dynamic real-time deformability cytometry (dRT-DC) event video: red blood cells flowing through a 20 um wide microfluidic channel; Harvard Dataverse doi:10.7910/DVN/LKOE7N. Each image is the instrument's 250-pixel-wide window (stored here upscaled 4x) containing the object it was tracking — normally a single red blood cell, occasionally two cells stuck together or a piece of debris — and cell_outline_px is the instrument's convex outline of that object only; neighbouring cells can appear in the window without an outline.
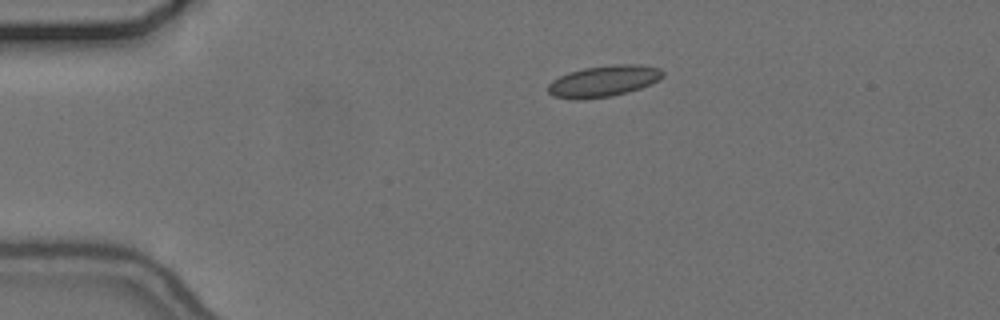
{"species": "common noctule bat (a hibernating species)", "species_latin": "Nyctalus noctula", "temperature_condition": "cold", "stored_images_in_passage": 45, "camera_frame_rate_fps": 3000, "um_per_image_px": 0.085, "animal": {"sex": "female", "body_mass_g": 24.6, "forearm_length_mm": 56.2}, "frame": {"image": 1, "passage_image": 1, "time_ms": 0.0, "image_size_px": [1000, 320], "cell_outline_px": [[664, 76], [660, 80], [640, 88], [628, 92], [612, 96], [576, 100], [552, 96], [548, 92], [548, 84], [552, 80], [568, 72], [584, 68], [612, 64], [640, 64], [660, 68], [664, 72]], "centroid_in_image_um": [51.32, 6.89], "position_along_channel_um": 33.7, "area_um2": 21.15}}
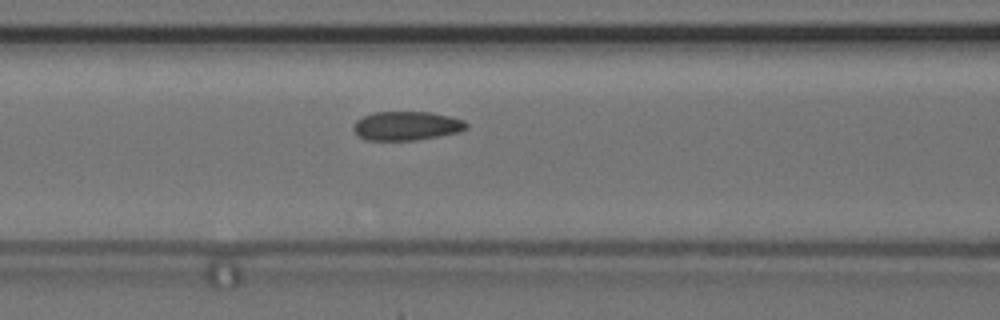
{"frame": {"image": 2, "passage_image": 13, "time_ms": 4.0, "image_size_px": [1000, 320], "cell_outline_px": [[468, 128], [460, 132], [416, 140], [364, 140], [352, 128], [356, 120], [364, 116], [376, 112], [432, 112], [464, 120], [468, 124]], "centroid_in_image_um": [34.58, 10.7], "position_along_channel_um": 132.0, "area_um2": 19.02}}
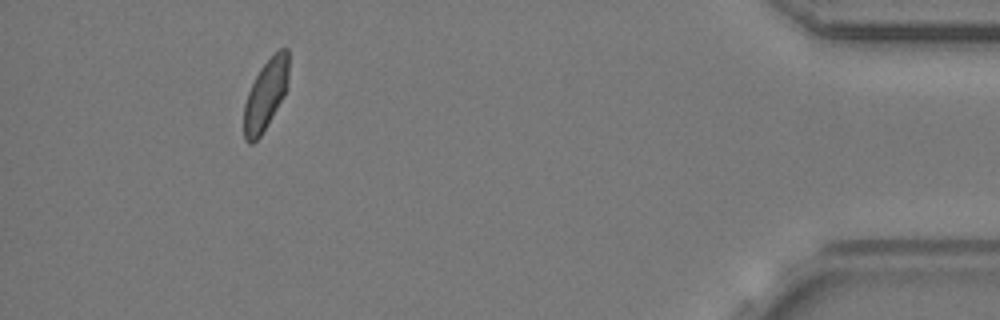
{"frame": {"image": 3, "passage_image": 41, "time_ms": 13.333, "image_size_px": [1000, 320], "cell_outline_px": [[288, 80], [284, 96], [260, 136], [252, 144], [248, 144], [244, 140], [244, 104], [248, 92], [260, 68], [280, 48], [288, 48]], "centroid_in_image_um": [22.57, 8.07], "position_along_channel_um": 412.6, "area_um2": 18.09}, "authors_computed_cell_mechanics": {"area_um2": 19.363, "velocity_mm_per_s": 3.6644, "shape_relaxation_time_tau1_ms": null, "shape_relaxation_time_tau2_ms": 2.5062, "deformation_change_tau1": null, "deformation_change_tau2": 0.0583}}